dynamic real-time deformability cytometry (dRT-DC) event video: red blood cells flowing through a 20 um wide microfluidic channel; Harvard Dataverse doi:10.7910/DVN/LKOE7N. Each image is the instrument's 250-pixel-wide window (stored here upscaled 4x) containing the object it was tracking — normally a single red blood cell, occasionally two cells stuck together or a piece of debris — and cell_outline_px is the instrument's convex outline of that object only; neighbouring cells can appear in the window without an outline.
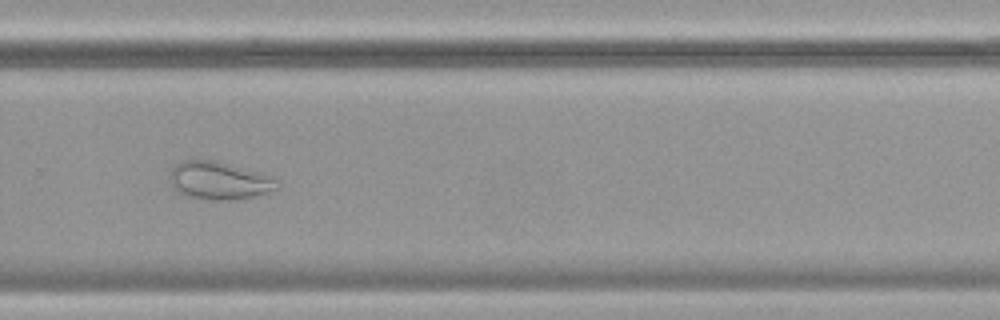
{"species": "common noctule bat (a hibernating species)", "species_latin": "Nyctalus noctula", "temperature_condition": "cold", "stored_images_in_passage": 57, "camera_frame_rate_fps": 3000, "um_per_image_px": 0.085, "animal": {"sex": "female", "body_mass_g": 19.9}, "frame": {"image": 1, "passage_image": 39, "time_ms": 12.667, "image_size_px": [1000, 320], "cell_outline_px": [[280, 188], [256, 196], [228, 200], [208, 200], [188, 196], [180, 192], [172, 184], [172, 168], [176, 164], [184, 160], [212, 160], [272, 176], [280, 180]], "centroid_in_image_um": [18.7, 15.36], "position_along_channel_um": 311.1, "area_um2": 23.29}}
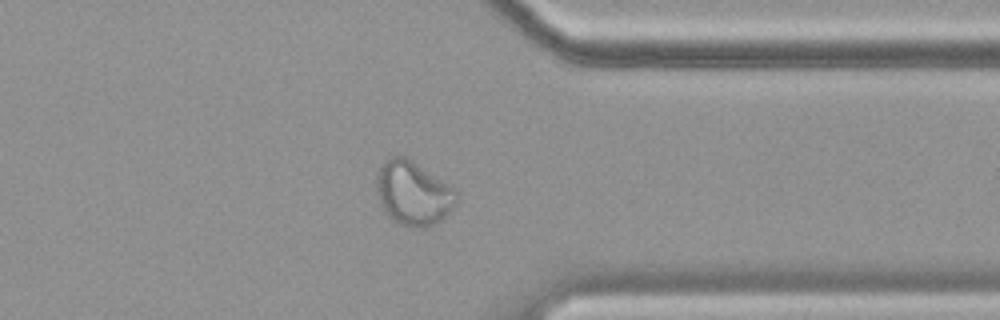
{"frame": {"image": 2, "passage_image": 45, "time_ms": 14.667, "image_size_px": [1000, 320], "cell_outline_px": [[456, 204], [440, 220], [424, 228], [412, 228], [400, 224], [392, 220], [388, 216], [380, 200], [376, 188], [376, 176], [380, 164], [384, 160], [392, 156], [404, 156], [412, 160], [456, 188]], "centroid_in_image_um": [35.11, 16.4], "position_along_channel_um": 376.3, "area_um2": 29.82}}
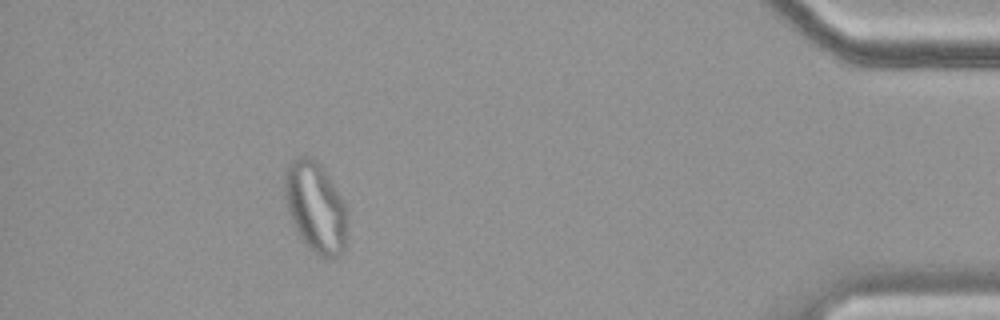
{"frame": {"image": 3, "passage_image": 52, "time_ms": 17.0, "image_size_px": [1000, 320], "cell_outline_px": [[348, 216], [344, 252], [340, 256], [328, 260], [320, 256], [308, 248], [300, 236], [292, 220], [284, 196], [284, 176], [288, 164], [296, 156], [308, 156], [316, 160], [324, 168], [340, 196], [344, 204]], "centroid_in_image_um": [26.83, 17.62], "position_along_channel_um": 408.4, "area_um2": 33.23}, "authors_computed_cell_mechanics": {"area_um2": 29.8248, "velocity_mm_per_s": 3.4829, "shape_relaxation_time_tau1_ms": null, "shape_relaxation_time_tau2_ms": 1.3568, "deformation_change_tau1": null, "deformation_change_tau2": 0.0761}}